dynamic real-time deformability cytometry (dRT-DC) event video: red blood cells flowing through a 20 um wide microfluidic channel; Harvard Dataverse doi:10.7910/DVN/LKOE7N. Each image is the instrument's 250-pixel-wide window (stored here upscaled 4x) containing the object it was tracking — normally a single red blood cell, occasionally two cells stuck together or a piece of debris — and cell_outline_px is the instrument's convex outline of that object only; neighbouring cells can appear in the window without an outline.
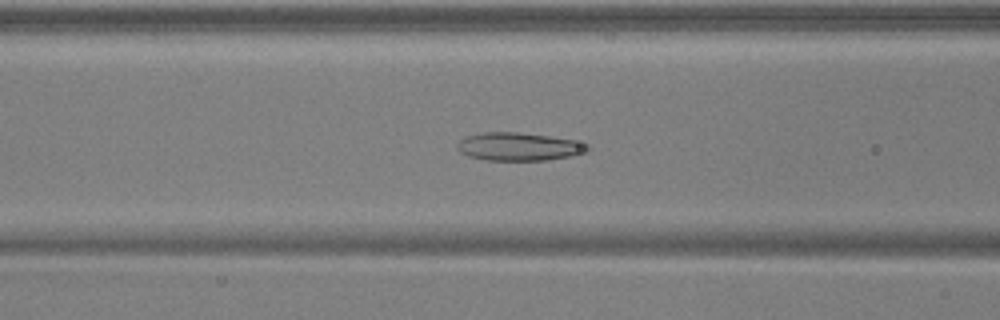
{"species": "common noctule bat (a hibernating species)", "species_latin": "Nyctalus noctula", "temperature_condition": "warm", "stored_images_in_passage": 52, "camera_frame_rate_fps": 3000, "um_per_image_px": 0.085, "animal": {"sex": "male", "body_mass_g": 17.9, "forearm_length_mm": 54.2}, "frame": {"image": 1, "passage_image": 22, "time_ms": 7.0, "image_size_px": [1000, 320], "cell_outline_px": [[592, 148], [588, 152], [548, 160], [484, 160], [468, 156], [460, 152], [456, 148], [456, 144], [464, 136], [484, 132], [516, 132], [548, 136], [572, 140], [588, 144]], "centroid_in_image_um": [44.07, 12.46], "position_along_channel_um": 122.5, "area_um2": 21.39}}
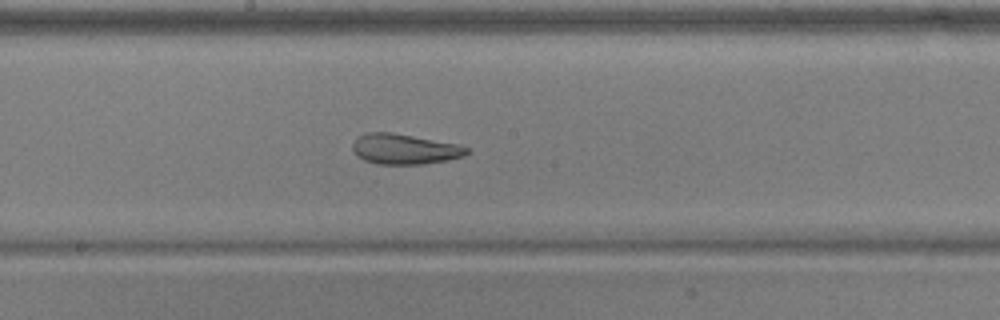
{"frame": {"image": 2, "passage_image": 29, "time_ms": 9.333, "image_size_px": [1000, 320], "cell_outline_px": [[472, 152], [464, 156], [448, 160], [424, 164], [376, 164], [364, 160], [356, 156], [352, 152], [352, 144], [360, 136], [368, 132], [388, 132], [460, 144], [468, 148]], "centroid_in_image_um": [34.41, 12.68], "position_along_channel_um": 213.8, "area_um2": 20.29}}
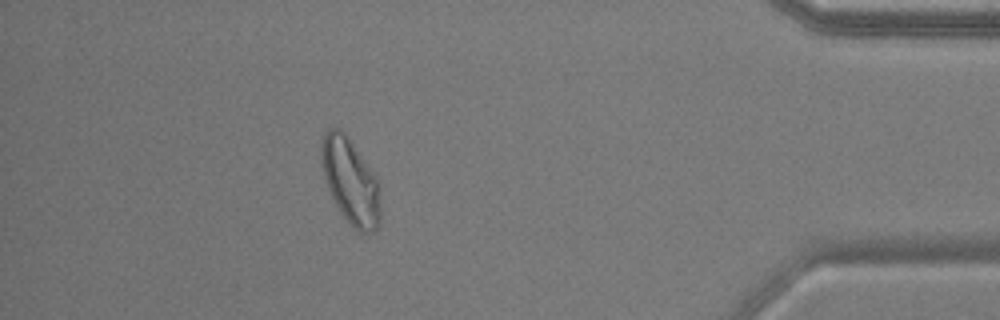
{"frame": {"image": 3, "passage_image": 47, "time_ms": 15.333, "image_size_px": [1000, 320], "cell_outline_px": [[380, 224], [368, 236], [360, 232], [340, 212], [328, 188], [324, 176], [320, 156], [320, 144], [324, 132], [328, 128], [340, 128], [344, 132], [372, 172], [376, 180], [380, 196]], "centroid_in_image_um": [29.77, 15.41], "position_along_channel_um": 405.4, "area_um2": 29.07}, "authors_computed_cell_mechanics": {"area_um2": 25.6921, "velocity_mm_per_s": 3.9148, "shape_relaxation_time_tau1_ms": null, "shape_relaxation_time_tau2_ms": 1.7858, "deformation_change_tau1": null, "deformation_change_tau2": 0.0777}}